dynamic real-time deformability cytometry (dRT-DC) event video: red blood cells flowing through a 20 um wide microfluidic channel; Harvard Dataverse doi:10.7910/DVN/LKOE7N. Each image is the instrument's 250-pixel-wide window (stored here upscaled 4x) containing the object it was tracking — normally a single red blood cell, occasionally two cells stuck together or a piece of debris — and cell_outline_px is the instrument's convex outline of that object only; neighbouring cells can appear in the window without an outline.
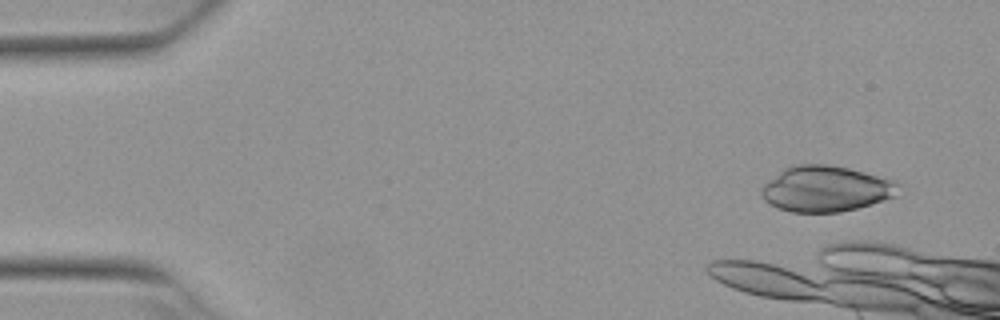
{"species": "Egyptian fruit bat (a non-hibernating species)", "species_latin": "Rousettus aegyptiacus", "temperature_condition": "warm", "stored_images_in_passage": 4, "camera_frame_rate_fps": 3000, "um_per_image_px": 0.085, "animal": {"sex": "female"}, "frame": {"image": 1, "passage_image": 1, "time_ms": 0.0, "image_size_px": [1000, 320], "cell_outline_px": [[904, 196], [840, 212], [792, 212], [780, 208], [764, 200], [760, 192], [760, 188], [764, 184], [784, 168], [796, 164], [828, 164], [848, 168], [896, 180], [900, 184]], "centroid_in_image_um": [70.31, 16.05], "position_along_channel_um": 14.7, "area_um2": 37.11}}